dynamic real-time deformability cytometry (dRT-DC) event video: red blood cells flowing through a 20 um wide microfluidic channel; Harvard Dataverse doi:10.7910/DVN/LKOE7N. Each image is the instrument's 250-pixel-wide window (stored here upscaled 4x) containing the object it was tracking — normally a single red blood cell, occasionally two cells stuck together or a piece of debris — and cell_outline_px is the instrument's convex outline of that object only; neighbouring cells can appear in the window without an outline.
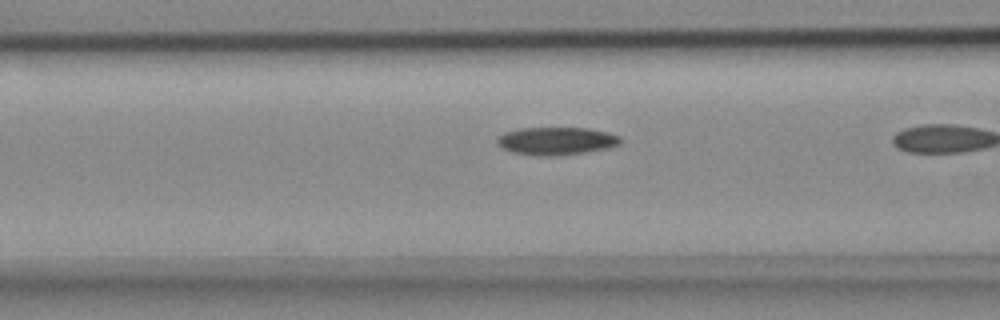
{"species": "common noctule bat (a hibernating species)", "species_latin": "Nyctalus noctula", "temperature_condition": "cold", "stored_images_in_passage": 13, "camera_frame_rate_fps": 3000, "um_per_image_px": 0.085, "animal": {"sex": "female", "body_mass_g": 18.4}, "frame": {"image": 1, "passage_image": 11, "time_ms": 3.333, "image_size_px": [1000, 320], "cell_outline_px": [[624, 140], [620, 144], [608, 148], [584, 152], [512, 152], [496, 144], [496, 140], [504, 132], [516, 128], [588, 128], [608, 132], [620, 136]], "centroid_in_image_um": [47.35, 11.9], "position_along_channel_um": 119.2, "area_um2": 18.84}}